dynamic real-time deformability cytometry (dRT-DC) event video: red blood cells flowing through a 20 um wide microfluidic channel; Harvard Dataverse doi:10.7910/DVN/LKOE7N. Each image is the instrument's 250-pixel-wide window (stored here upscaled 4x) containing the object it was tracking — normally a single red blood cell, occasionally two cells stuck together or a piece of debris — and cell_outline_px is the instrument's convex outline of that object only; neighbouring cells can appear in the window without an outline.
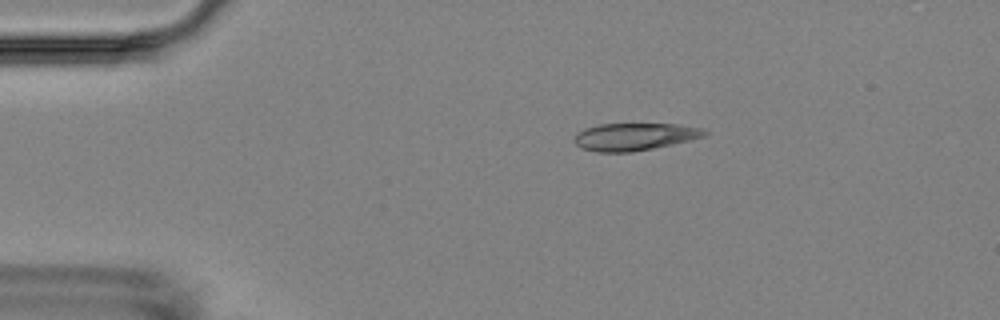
{"species": "Egyptian fruit bat (a non-hibernating species)", "species_latin": "Rousettus aegyptiacus", "temperature_condition": "room temperature", "stored_images_in_passage": 5, "camera_frame_rate_fps": 3000, "um_per_image_px": 0.085, "animal": {"sex": "female"}, "frame": {"image": 1, "passage_image": 3, "time_ms": 2.333, "image_size_px": [1000, 320], "cell_outline_px": [[708, 132], [704, 136], [672, 144], [632, 152], [596, 152], [580, 148], [572, 140], [576, 132], [584, 128], [600, 124], [676, 124], [704, 128]], "centroid_in_image_um": [53.87, 11.61], "position_along_channel_um": 31.1, "area_um2": 20.87}}